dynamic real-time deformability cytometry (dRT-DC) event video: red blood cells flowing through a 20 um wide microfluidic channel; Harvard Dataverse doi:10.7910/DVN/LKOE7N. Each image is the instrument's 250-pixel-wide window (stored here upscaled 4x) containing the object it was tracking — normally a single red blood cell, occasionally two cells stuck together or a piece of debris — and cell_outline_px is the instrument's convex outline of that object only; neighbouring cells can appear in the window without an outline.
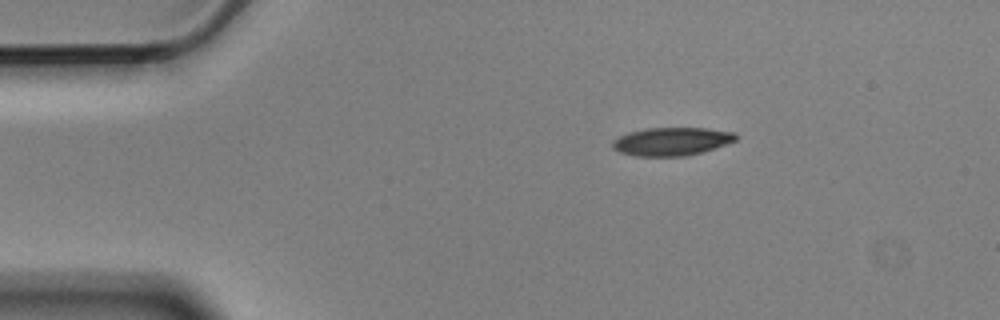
{"species": "Egyptian fruit bat (a non-hibernating species)", "species_latin": "Rousettus aegyptiacus", "temperature_condition": "cold", "stored_images_in_passage": 2, "camera_frame_rate_fps": 3000, "um_per_image_px": 0.085, "animal": {"sex": "male"}, "frame": {"image": 1, "passage_image": 1, "time_ms": 0.0, "image_size_px": [1000, 320], "cell_outline_px": [[736, 140], [688, 156], [636, 156], [620, 152], [612, 148], [612, 140], [628, 132], [648, 128], [704, 128], [736, 132]], "centroid_in_image_um": [57.05, 12.02], "position_along_channel_um": 28.0, "area_um2": 20.06}}